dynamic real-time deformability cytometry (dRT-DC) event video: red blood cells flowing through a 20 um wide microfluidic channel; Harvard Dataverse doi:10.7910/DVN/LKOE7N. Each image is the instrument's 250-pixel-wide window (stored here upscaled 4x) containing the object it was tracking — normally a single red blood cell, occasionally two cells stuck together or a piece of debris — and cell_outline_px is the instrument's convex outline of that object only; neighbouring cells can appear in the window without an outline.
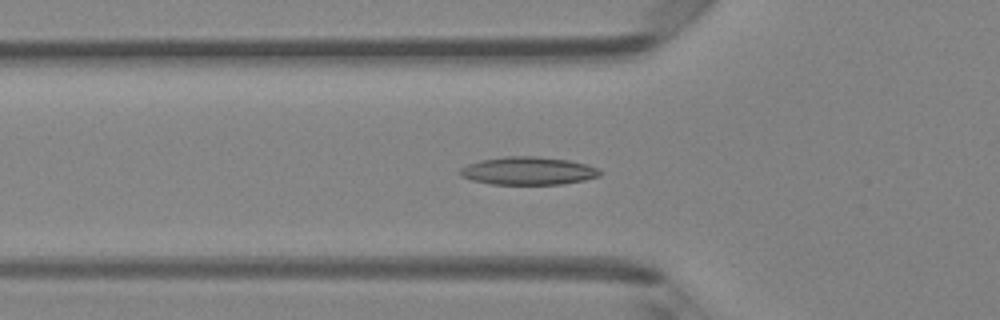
{"species": "Egyptian fruit bat (a non-hibernating species)", "species_latin": "Rousettus aegyptiacus", "temperature_condition": "room temperature", "stored_images_in_passage": 49, "camera_frame_rate_fps": 3000, "um_per_image_px": 0.085, "animal": {"sex": "female"}, "frame": {"image": 1, "passage_image": 16, "time_ms": 5.0, "image_size_px": [1000, 320], "cell_outline_px": [[604, 172], [600, 176], [584, 180], [560, 184], [492, 184], [472, 180], [460, 176], [460, 168], [468, 164], [480, 160], [504, 156], [536, 156], [568, 160], [584, 164], [596, 168]], "centroid_in_image_um": [44.88, 14.52], "position_along_channel_um": 80.9, "area_um2": 22.72}}
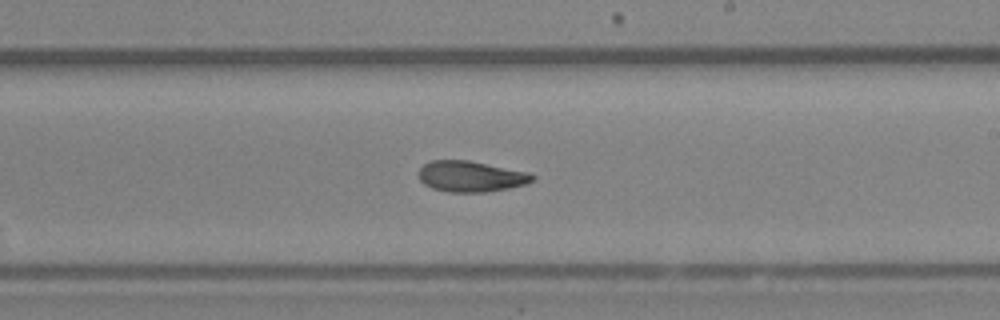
{"frame": {"image": 2, "passage_image": 28, "time_ms": 9.0, "image_size_px": [1000, 320], "cell_outline_px": [[536, 176], [532, 180], [524, 184], [508, 188], [484, 192], [448, 192], [432, 188], [424, 184], [420, 180], [416, 172], [424, 164], [432, 160], [468, 160], [528, 172]], "centroid_in_image_um": [39.96, 14.99], "position_along_channel_um": 249.0, "area_um2": 20.4}}
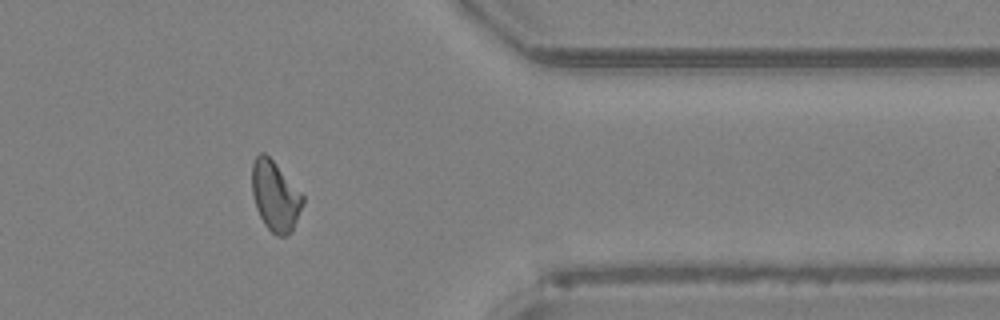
{"frame": {"image": 3, "passage_image": 39, "time_ms": 12.667, "image_size_px": [1000, 320], "cell_outline_px": [[304, 200], [292, 232], [284, 236], [276, 236], [264, 224], [256, 208], [252, 192], [252, 164], [256, 156], [260, 152], [264, 152], [276, 164], [304, 196]], "centroid_in_image_um": [23.38, 16.67], "position_along_channel_um": 388.0, "area_um2": 20.52}, "authors_computed_cell_mechanics": {"area_um2": 20.8658, "velocity_mm_per_s": 4.2251, "shape_relaxation_time_tau1_ms": null, "shape_relaxation_time_tau2_ms": 3.296, "deformation_change_tau1": null, "deformation_change_tau2": 0.0902}}